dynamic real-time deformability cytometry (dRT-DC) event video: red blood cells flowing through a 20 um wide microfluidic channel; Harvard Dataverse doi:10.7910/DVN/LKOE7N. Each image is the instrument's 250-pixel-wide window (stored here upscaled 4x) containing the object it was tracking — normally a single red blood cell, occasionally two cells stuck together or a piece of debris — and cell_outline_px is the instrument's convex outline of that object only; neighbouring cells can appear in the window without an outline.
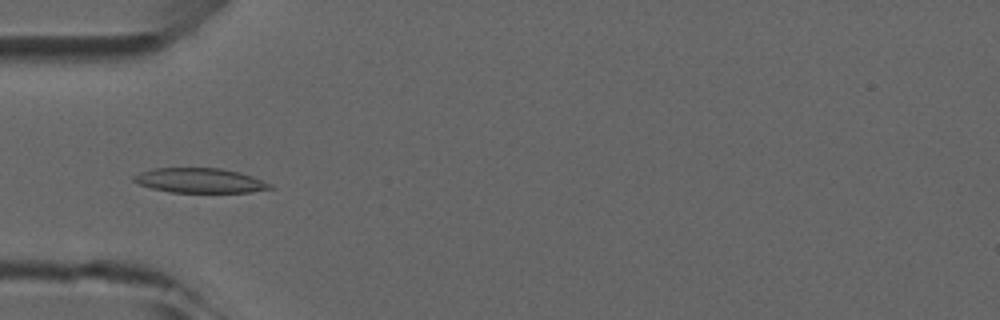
{"species": "common noctule bat (a hibernating species)", "species_latin": "Nyctalus noctula", "temperature_condition": "room temperature", "stored_images_in_passage": 7, "camera_frame_rate_fps": 3000, "um_per_image_px": 0.085, "animal": {"sex": "male", "forearm_length_mm": 52.5}, "frame": {"image": 1, "passage_image": 5, "time_ms": 4.667, "image_size_px": [1000, 320], "cell_outline_px": [[276, 188], [252, 192], [172, 192], [152, 188], [136, 184], [132, 180], [132, 176], [140, 172], [152, 168], [220, 168], [240, 172], [252, 176], [272, 184]], "centroid_in_image_um": [16.99, 15.34], "position_along_channel_um": 68.0, "area_um2": 19.77}}
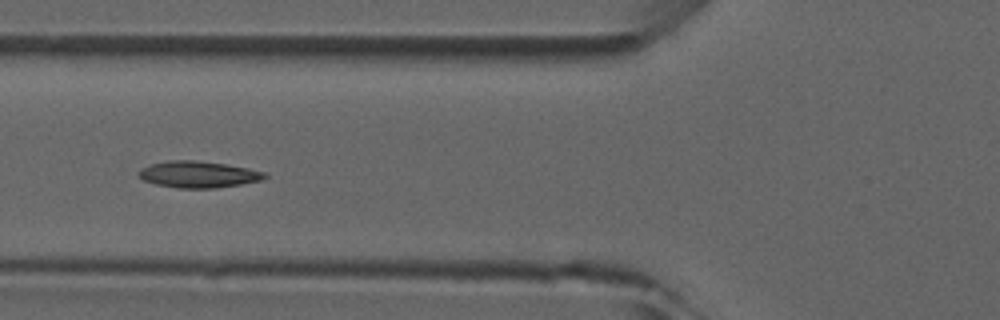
{"frame": {"image": 2, "passage_image": 6, "time_ms": 5.667, "image_size_px": [1000, 320], "cell_outline_px": [[268, 176], [260, 180], [240, 184], [216, 188], [180, 188], [156, 184], [144, 180], [136, 172], [140, 168], [152, 164], [168, 160], [196, 160], [228, 164], [248, 168], [264, 172]], "centroid_in_image_um": [16.84, 14.81], "position_along_channel_um": 109.0, "area_um2": 19.42}}
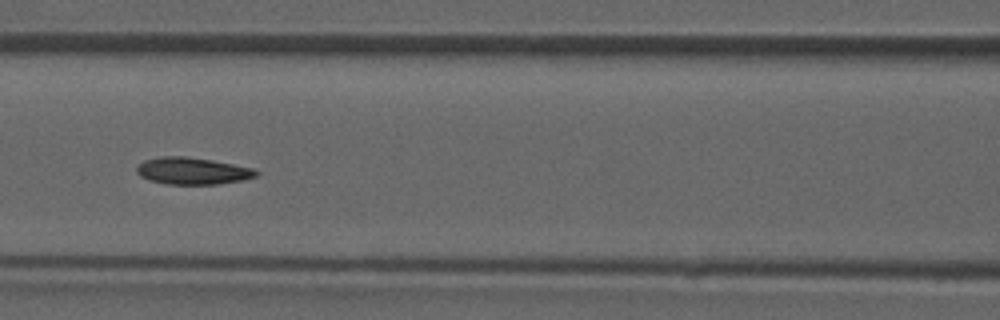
{"frame": {"image": 3, "passage_image": 7, "time_ms": 6.667, "image_size_px": [1000, 320], "cell_outline_px": [[260, 172], [256, 176], [240, 180], [216, 184], [168, 184], [148, 180], [140, 176], [136, 172], [136, 168], [144, 160], [160, 156], [184, 156], [212, 160], [256, 168]], "centroid_in_image_um": [16.36, 14.52], "position_along_channel_um": 150.2, "area_um2": 18.79}}